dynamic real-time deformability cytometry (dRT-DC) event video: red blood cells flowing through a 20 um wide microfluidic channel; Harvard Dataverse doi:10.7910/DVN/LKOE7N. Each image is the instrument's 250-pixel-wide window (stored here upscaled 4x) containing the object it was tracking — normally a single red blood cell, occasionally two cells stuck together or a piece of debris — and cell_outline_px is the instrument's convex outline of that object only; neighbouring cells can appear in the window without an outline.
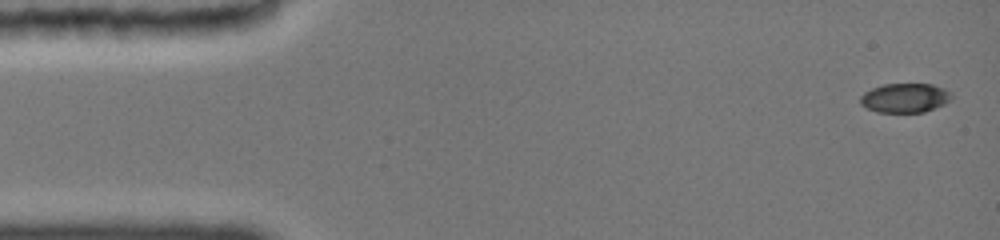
{"species": "common noctule bat (a hibernating species)", "species_latin": "Nyctalus noctula", "temperature_condition": "cold", "stored_images_in_passage": 17, "camera_frame_rate_fps": 3000, "um_per_image_px": 0.085, "animal": {"sex": "female", "body_mass_g": 19.0, "forearm_length_mm": 51.5}, "frame": {"image": 1, "passage_image": 1, "time_ms": 0.0, "image_size_px": [1000, 240], "cell_outline_px": [[952, 100], [944, 104], [924, 112], [880, 112], [868, 108], [860, 104], [860, 96], [864, 92], [872, 88], [884, 84], [932, 84], [944, 88], [952, 92]], "centroid_in_image_um": [76.95, 8.31], "position_along_channel_um": 8.1, "area_um2": 15.61}}
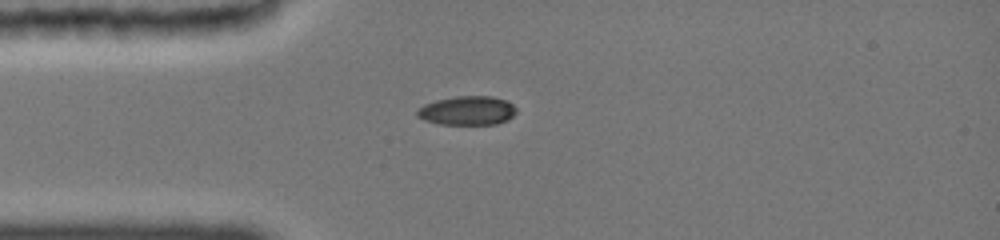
{"frame": {"image": 2, "passage_image": 10, "time_ms": 3.667, "image_size_px": [1000, 240], "cell_outline_px": [[516, 112], [508, 120], [496, 124], [440, 124], [416, 116], [416, 112], [424, 104], [436, 100], [456, 96], [492, 96], [508, 100], [516, 108]], "centroid_in_image_um": [39.76, 9.39], "position_along_channel_um": 45.2, "area_um2": 16.7}}
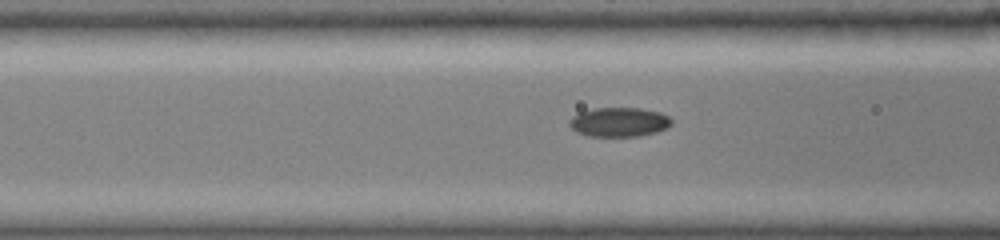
{"frame": {"image": 3, "passage_image": 15, "time_ms": 5.667, "image_size_px": [1000, 240], "cell_outline_px": [[672, 124], [656, 132], [636, 136], [592, 136], [580, 132], [572, 128], [568, 124], [572, 116], [580, 112], [592, 108], [640, 108], [660, 112], [668, 116], [672, 120]], "centroid_in_image_um": [52.63, 10.36], "position_along_channel_um": 114.0, "area_um2": 17.22}}